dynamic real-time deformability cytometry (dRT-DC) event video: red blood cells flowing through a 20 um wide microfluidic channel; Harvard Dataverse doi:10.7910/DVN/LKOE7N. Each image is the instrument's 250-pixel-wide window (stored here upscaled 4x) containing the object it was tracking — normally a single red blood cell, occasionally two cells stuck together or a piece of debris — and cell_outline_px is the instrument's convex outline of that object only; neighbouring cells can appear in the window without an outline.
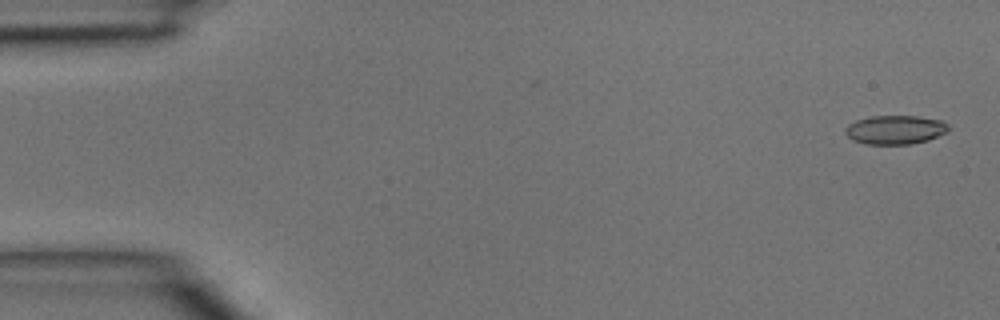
{"species": "common noctule bat (a hibernating species)", "species_latin": "Nyctalus noctula", "temperature_condition": "room temperature", "stored_images_in_passage": 4, "camera_frame_rate_fps": 3000, "um_per_image_px": 0.085, "animal": {"sex": "male", "body_mass_g": 15.6}, "frame": {"image": 1, "passage_image": 1, "time_ms": 0.0, "image_size_px": [1000, 320], "cell_outline_px": [[948, 132], [928, 140], [912, 144], [864, 144], [852, 140], [844, 132], [844, 128], [848, 124], [856, 120], [872, 116], [916, 116], [940, 120], [948, 124]], "centroid_in_image_um": [76.07, 11.03], "position_along_channel_um": 8.9, "area_um2": 17.46}}
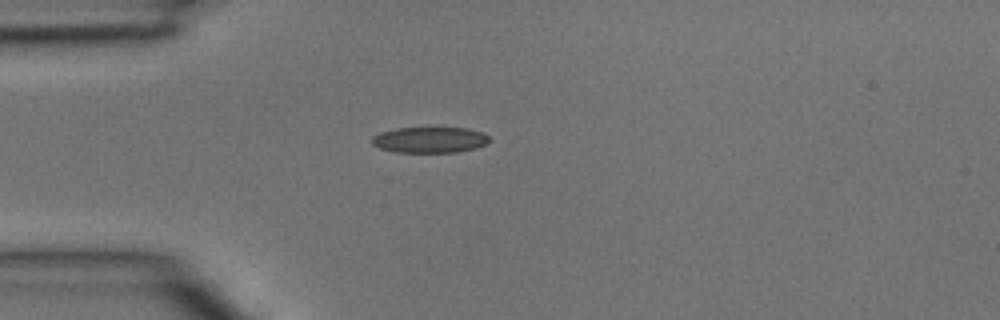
{"frame": {"image": 2, "passage_image": 4, "time_ms": 1.0, "image_size_px": [1000, 320], "cell_outline_px": [[488, 140], [484, 144], [476, 148], [456, 152], [396, 152], [380, 148], [372, 144], [372, 136], [380, 132], [396, 128], [468, 128], [484, 132], [488, 136]], "centroid_in_image_um": [36.51, 11.88], "position_along_channel_um": 48.5, "area_um2": 17.63}}